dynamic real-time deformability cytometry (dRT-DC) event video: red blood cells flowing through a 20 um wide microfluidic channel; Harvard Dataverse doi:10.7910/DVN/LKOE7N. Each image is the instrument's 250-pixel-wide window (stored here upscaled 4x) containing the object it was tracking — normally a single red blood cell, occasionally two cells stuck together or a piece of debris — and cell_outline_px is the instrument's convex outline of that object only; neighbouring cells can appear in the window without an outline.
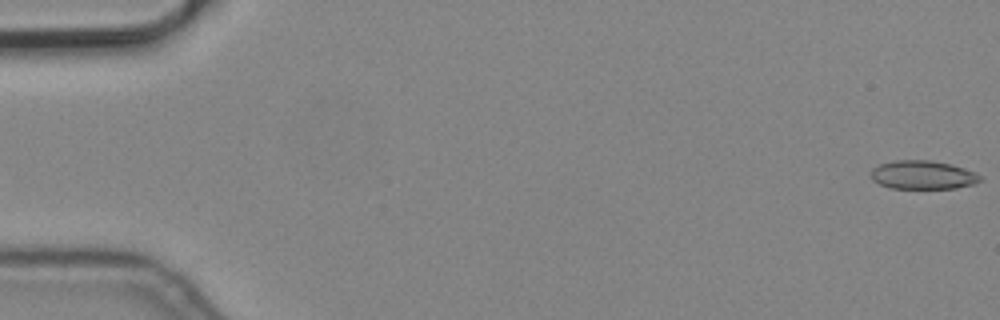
{"species": "common noctule bat (a hibernating species)", "species_latin": "Nyctalus noctula", "temperature_condition": "cold", "stored_images_in_passage": 6, "camera_frame_rate_fps": 3000, "um_per_image_px": 0.085, "animal": {"sex": "male", "body_mass_g": 19.2, "forearm_length_mm": 51.8}, "frame": {"image": 1, "passage_image": 1, "time_ms": 0.0, "image_size_px": [1000, 320], "cell_outline_px": [[984, 180], [972, 184], [956, 188], [888, 188], [872, 180], [872, 168], [880, 164], [896, 160], [932, 160], [964, 168], [976, 172]], "centroid_in_image_um": [78.45, 14.87], "position_along_channel_um": 6.6, "area_um2": 18.15}}
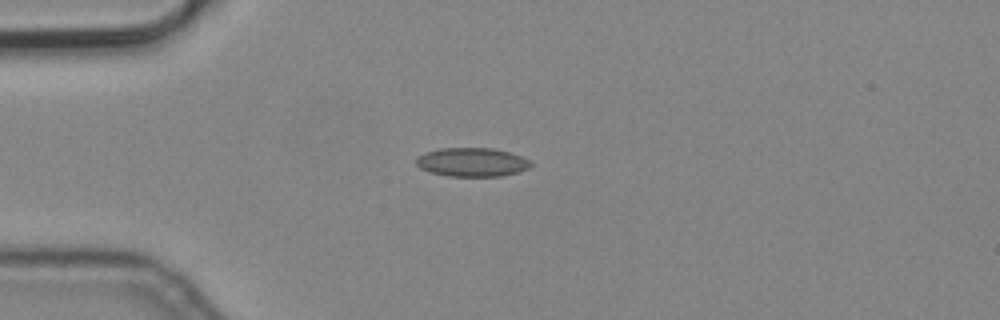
{"frame": {"image": 2, "passage_image": 5, "time_ms": 1.333, "image_size_px": [1000, 320], "cell_outline_px": [[532, 164], [528, 168], [520, 172], [500, 176], [448, 176], [432, 172], [420, 168], [416, 164], [416, 160], [420, 156], [428, 152], [440, 148], [492, 148], [508, 152], [520, 156], [528, 160]], "centroid_in_image_um": [40.14, 13.79], "position_along_channel_um": 44.9, "area_um2": 18.96}}